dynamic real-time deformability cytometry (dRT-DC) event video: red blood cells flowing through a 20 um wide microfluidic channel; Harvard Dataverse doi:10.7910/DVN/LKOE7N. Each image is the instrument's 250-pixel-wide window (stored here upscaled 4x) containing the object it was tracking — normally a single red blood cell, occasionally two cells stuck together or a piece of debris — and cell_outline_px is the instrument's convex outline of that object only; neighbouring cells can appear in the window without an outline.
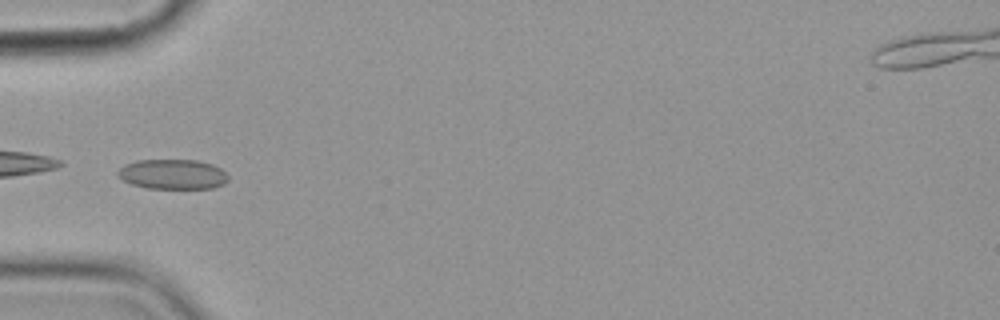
{"species": "common noctule bat (a hibernating species)", "species_latin": "Nyctalus noctula", "temperature_condition": "cold", "stored_images_in_passage": 10, "camera_frame_rate_fps": 3000, "um_per_image_px": 0.085, "animal": {"sex": "female", "body_mass_g": 19.9}, "frame": {"image": 1, "passage_image": 5, "time_ms": 4.667, "image_size_px": [1000, 320], "cell_outline_px": [[228, 180], [224, 184], [212, 188], [148, 188], [132, 184], [124, 180], [116, 172], [124, 164], [136, 160], [196, 160], [212, 164], [220, 168], [228, 176]], "centroid_in_image_um": [14.68, 14.8], "position_along_channel_um": 70.3, "area_um2": 19.13}}
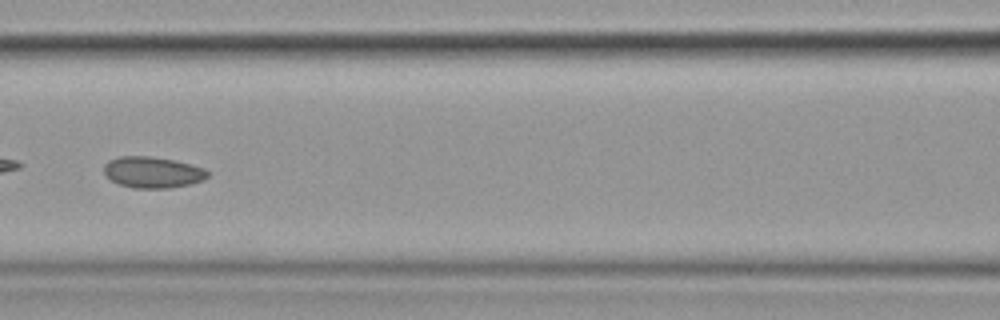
{"frame": {"image": 2, "passage_image": 7, "time_ms": 7.0, "image_size_px": [1000, 320], "cell_outline_px": [[208, 176], [204, 180], [188, 184], [168, 188], [132, 188], [120, 184], [112, 180], [104, 172], [104, 164], [108, 160], [120, 156], [148, 156], [176, 160], [204, 168], [208, 172]], "centroid_in_image_um": [12.97, 14.63], "position_along_channel_um": 153.6, "area_um2": 18.79}}
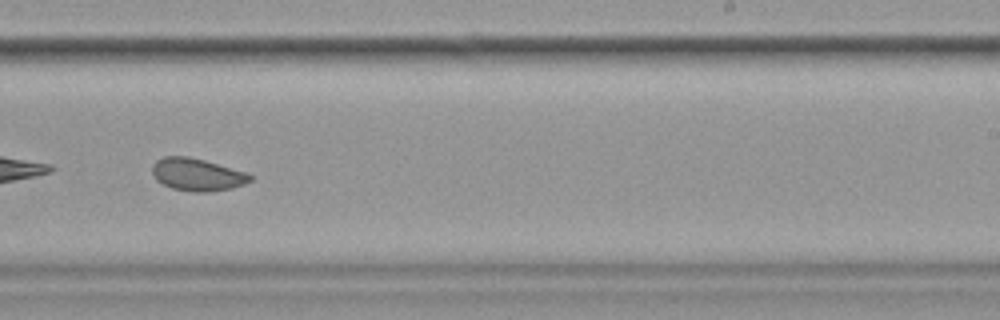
{"frame": {"image": 3, "passage_image": 10, "time_ms": 10.333, "image_size_px": [1000, 320], "cell_outline_px": [[252, 180], [244, 184], [232, 188], [208, 192], [192, 192], [172, 188], [156, 180], [152, 172], [152, 164], [156, 160], [164, 156], [188, 156], [204, 160], [248, 172], [252, 176]], "centroid_in_image_um": [16.76, 14.83], "position_along_channel_um": 272.2, "area_um2": 18.67}}